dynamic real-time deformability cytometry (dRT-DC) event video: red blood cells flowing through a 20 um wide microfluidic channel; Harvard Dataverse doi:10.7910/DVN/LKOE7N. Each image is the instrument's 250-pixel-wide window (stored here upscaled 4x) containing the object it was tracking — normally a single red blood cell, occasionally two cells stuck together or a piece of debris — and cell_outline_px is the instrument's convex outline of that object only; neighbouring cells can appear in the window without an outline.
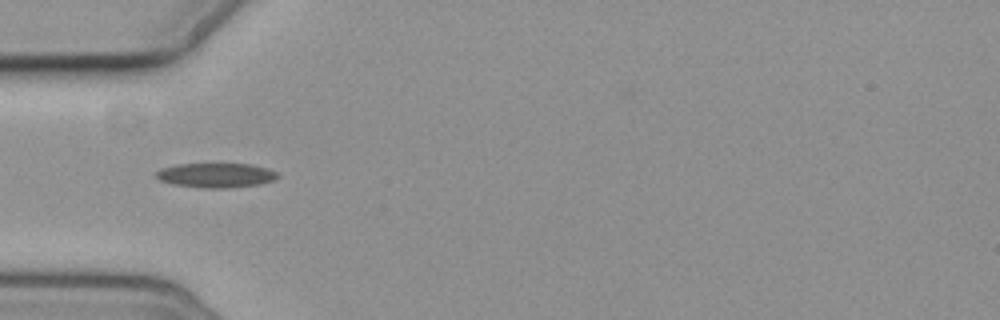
{"species": "common noctule bat (a hibernating species)", "species_latin": "Nyctalus noctula", "temperature_condition": "cold", "stored_images_in_passage": 7, "camera_frame_rate_fps": 3000, "um_per_image_px": 0.085, "animal": {"sex": "female", "body_mass_g": 19.3, "forearm_length_mm": 54.1}, "frame": {"image": 1, "passage_image": 5, "time_ms": 4.667, "image_size_px": [1000, 320], "cell_outline_px": [[280, 176], [272, 180], [260, 184], [224, 188], [204, 188], [172, 184], [160, 180], [156, 176], [156, 172], [160, 168], [176, 164], [252, 164], [268, 168], [276, 172]], "centroid_in_image_um": [18.35, 14.89], "position_along_channel_um": 66.7, "area_um2": 17.34}}
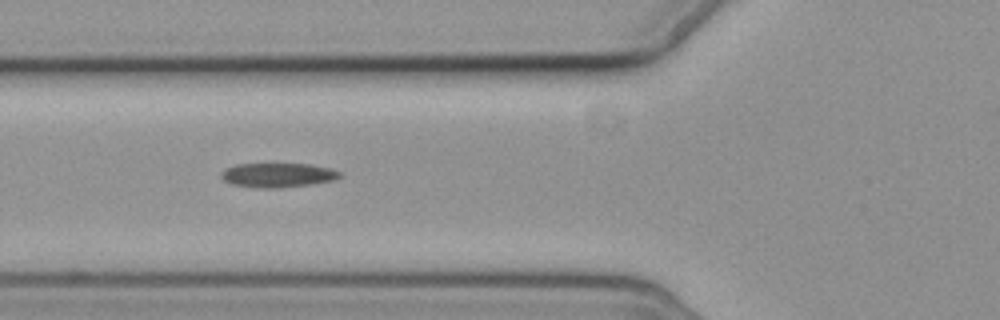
{"frame": {"image": 2, "passage_image": 6, "time_ms": 5.667, "image_size_px": [1000, 320], "cell_outline_px": [[340, 176], [336, 180], [312, 184], [280, 188], [256, 188], [232, 184], [224, 180], [220, 176], [220, 172], [224, 168], [236, 164], [312, 164], [332, 168], [340, 172]], "centroid_in_image_um": [23.61, 14.88], "position_along_channel_um": 102.2, "area_um2": 17.05}}
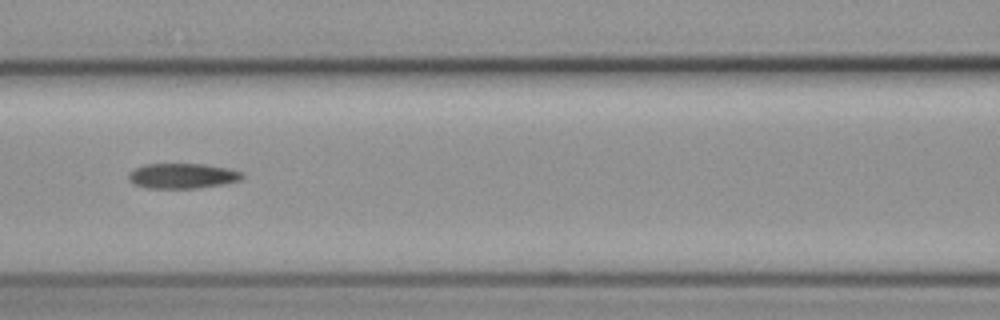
{"frame": {"image": 3, "passage_image": 7, "time_ms": 7.0, "image_size_px": [1000, 320], "cell_outline_px": [[244, 176], [240, 180], [224, 184], [196, 188], [148, 188], [136, 184], [128, 180], [128, 172], [144, 164], [204, 164], [228, 168], [244, 172]], "centroid_in_image_um": [15.52, 14.94], "position_along_channel_um": 151.1, "area_um2": 16.7}}